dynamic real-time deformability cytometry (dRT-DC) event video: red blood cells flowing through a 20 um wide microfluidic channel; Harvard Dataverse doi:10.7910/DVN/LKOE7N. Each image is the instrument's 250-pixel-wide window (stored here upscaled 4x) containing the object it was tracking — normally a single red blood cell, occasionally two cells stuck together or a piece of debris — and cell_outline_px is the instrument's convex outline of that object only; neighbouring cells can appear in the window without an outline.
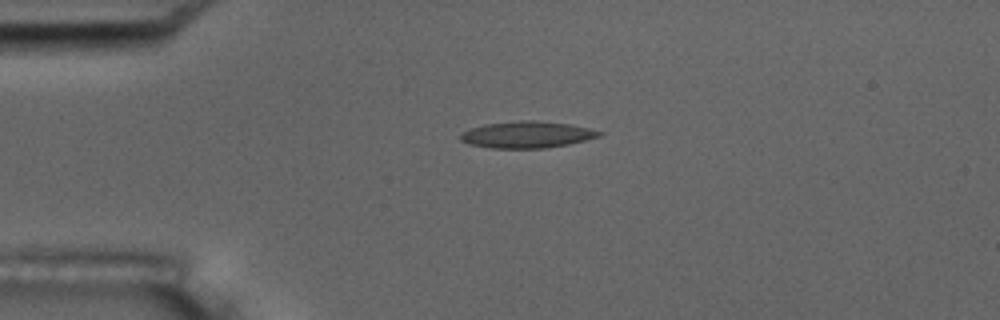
{"species": "common noctule bat (a hibernating species)", "species_latin": "Nyctalus noctula", "temperature_condition": "room temperature", "stored_images_in_passage": 2, "camera_frame_rate_fps": 3000, "um_per_image_px": 0.085, "animal": {"sex": "male", "body_mass_g": 17.5, "forearm_length_mm": 52.3}, "frame": {"image": 1, "passage_image": 1, "time_ms": 0.0, "image_size_px": [1000, 320], "cell_outline_px": [[604, 132], [600, 136], [568, 144], [544, 148], [492, 148], [468, 144], [460, 140], [460, 132], [468, 128], [484, 124], [520, 120], [536, 120], [568, 124], [588, 128]], "centroid_in_image_um": [44.73, 11.44], "position_along_channel_um": 40.3, "area_um2": 21.56}}